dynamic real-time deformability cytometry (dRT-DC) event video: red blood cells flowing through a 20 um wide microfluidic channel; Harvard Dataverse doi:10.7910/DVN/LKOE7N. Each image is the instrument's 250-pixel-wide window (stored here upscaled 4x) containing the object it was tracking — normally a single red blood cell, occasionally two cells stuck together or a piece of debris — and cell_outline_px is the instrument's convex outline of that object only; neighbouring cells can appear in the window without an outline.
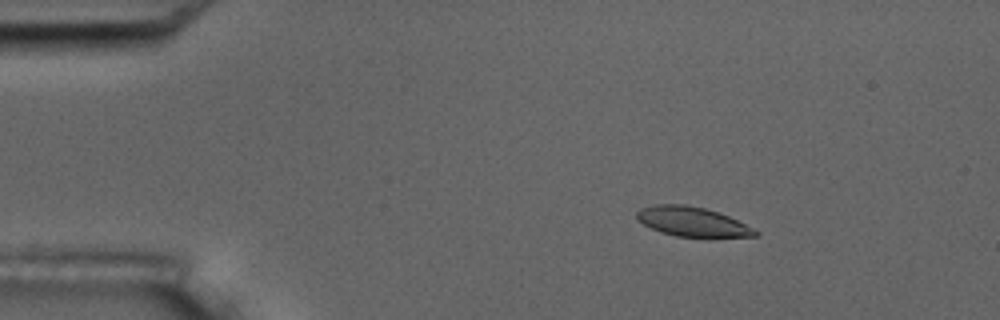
{"species": "common noctule bat (a hibernating species)", "species_latin": "Nyctalus noctula", "temperature_condition": "room temperature", "stored_images_in_passage": 6, "segment_of_instrument_passage": [1, 2], "camera_frame_rate_fps": 3000, "um_per_image_px": 0.085, "animal": {"sex": "male", "body_mass_g": 17.5, "forearm_length_mm": 52.3}, "frame": {"image": 1, "passage_image": 3, "time_ms": 2.333, "image_size_px": [1000, 320], "cell_outline_px": [[760, 232], [756, 236], [676, 236], [660, 232], [636, 220], [636, 212], [640, 208], [656, 204], [684, 204], [704, 208], [728, 216]], "centroid_in_image_um": [58.76, 18.82], "position_along_channel_um": 26.2, "area_um2": 19.94}}